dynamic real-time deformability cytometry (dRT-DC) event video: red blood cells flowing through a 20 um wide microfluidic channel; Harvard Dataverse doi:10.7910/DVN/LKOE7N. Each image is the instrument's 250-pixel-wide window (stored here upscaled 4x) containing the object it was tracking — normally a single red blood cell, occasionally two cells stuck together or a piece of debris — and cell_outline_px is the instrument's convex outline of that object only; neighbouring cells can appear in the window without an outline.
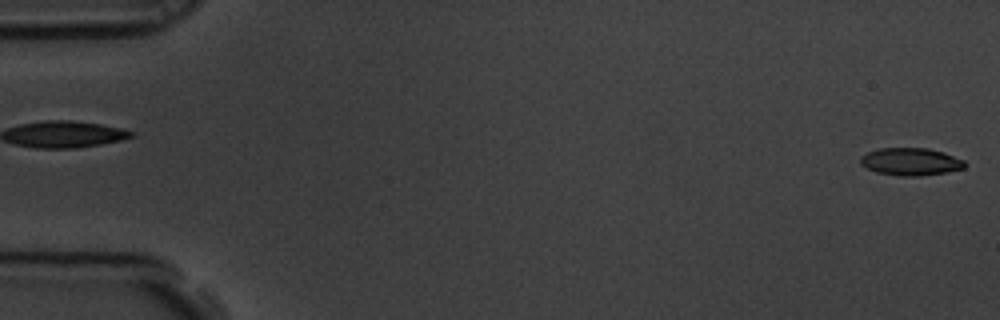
{"species": "common noctule bat (a hibernating species)", "species_latin": "Nyctalus noctula", "temperature_condition": "room temperature", "stored_images_in_passage": 5, "segment_of_instrument_passage": [2, 2], "camera_frame_rate_fps": 3000, "um_per_image_px": 0.085, "animal": {"sex": "male", "body_mass_g": 19.5, "forearm_length_mm": 54.6}, "frame": {"image": 1, "passage_image": 5, "time_ms": 1.333, "image_size_px": [1000, 320], "cell_outline_px": [[964, 168], [948, 172], [920, 176], [900, 176], [876, 172], [860, 164], [860, 156], [868, 152], [880, 148], [928, 148], [944, 152], [964, 160]], "centroid_in_image_um": [77.4, 13.74], "position_along_channel_um": 7.6, "area_um2": 16.76}}